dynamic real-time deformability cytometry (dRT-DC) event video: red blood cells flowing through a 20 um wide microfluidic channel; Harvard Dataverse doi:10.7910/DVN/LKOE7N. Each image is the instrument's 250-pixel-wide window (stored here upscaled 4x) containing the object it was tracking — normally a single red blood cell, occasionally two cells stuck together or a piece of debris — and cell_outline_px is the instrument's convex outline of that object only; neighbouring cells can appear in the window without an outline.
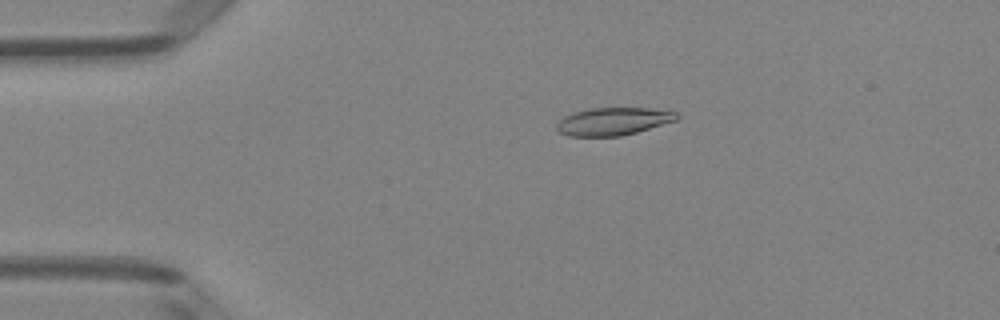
{"species": "Egyptian fruit bat (a non-hibernating species)", "species_latin": "Rousettus aegyptiacus", "temperature_condition": "room temperature", "stored_images_in_passage": 5, "camera_frame_rate_fps": 3000, "um_per_image_px": 0.085, "animal": {"sex": "female"}, "frame": {"image": 1, "passage_image": 3, "time_ms": 0.667, "image_size_px": [1000, 320], "cell_outline_px": [[680, 116], [676, 120], [636, 132], [620, 136], [568, 136], [560, 132], [556, 128], [556, 124], [564, 116], [576, 112], [592, 108], [648, 108], [676, 112]], "centroid_in_image_um": [52.11, 10.32], "position_along_channel_um": 32.9, "area_um2": 19.13}}
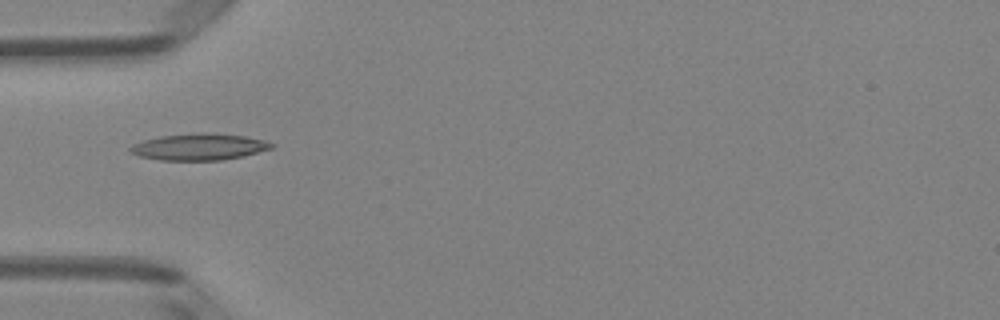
{"frame": {"image": 2, "passage_image": 4, "time_ms": 1.0, "image_size_px": [1000, 320], "cell_outline_px": [[276, 144], [272, 148], [244, 156], [220, 160], [160, 160], [140, 156], [128, 152], [128, 148], [132, 144], [144, 140], [160, 136], [200, 132], [208, 132], [244, 136], [264, 140]], "centroid_in_image_um": [16.91, 12.48], "position_along_channel_um": 68.1, "area_um2": 21.96}}
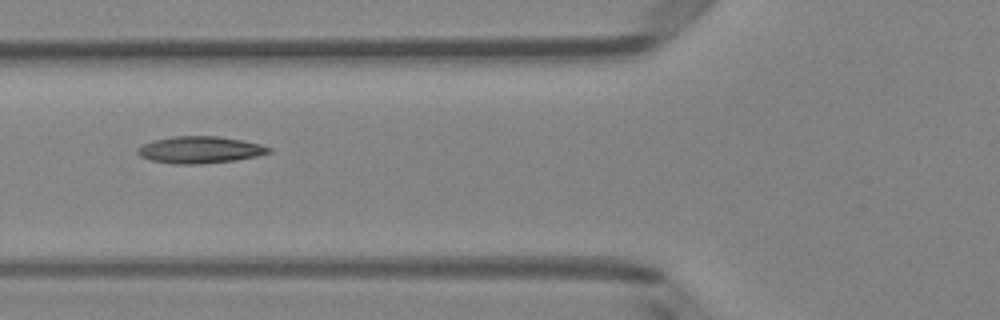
{"frame": {"image": 3, "passage_image": 5, "time_ms": 1.333, "image_size_px": [1000, 320], "cell_outline_px": [[272, 152], [256, 156], [236, 160], [200, 164], [172, 164], [148, 160], [140, 156], [136, 152], [136, 148], [152, 140], [172, 136], [220, 136], [244, 140], [260, 144], [272, 148]], "centroid_in_image_um": [16.97, 12.73], "position_along_channel_um": 108.8, "area_um2": 20.87}}